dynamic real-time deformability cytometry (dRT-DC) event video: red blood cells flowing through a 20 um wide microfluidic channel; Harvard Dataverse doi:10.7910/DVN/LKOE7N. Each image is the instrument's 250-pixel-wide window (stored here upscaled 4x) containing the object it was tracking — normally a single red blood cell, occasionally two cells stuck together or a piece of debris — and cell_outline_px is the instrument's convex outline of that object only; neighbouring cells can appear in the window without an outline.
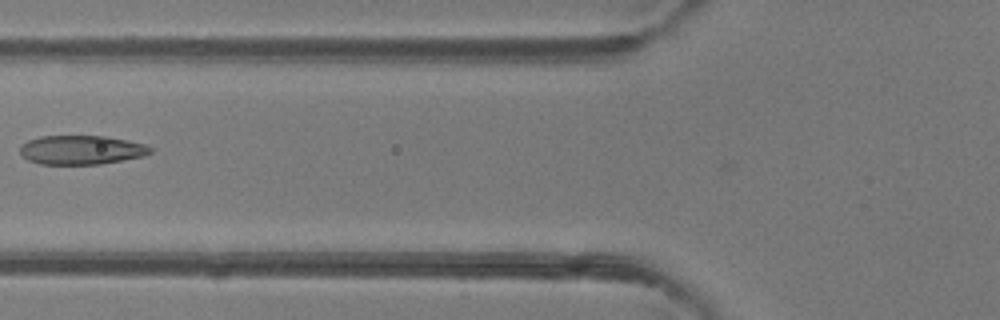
{"species": "common noctule bat (a hibernating species)", "species_latin": "Nyctalus noctula", "temperature_condition": "room temperature", "stored_images_in_passage": 7, "camera_frame_rate_fps": 3000, "um_per_image_px": 0.085, "animal": {"sex": "female"}, "frame": {"image": 1, "passage_image": 6, "time_ms": 6.0, "image_size_px": [1000, 320], "cell_outline_px": [[152, 152], [144, 156], [100, 164], [40, 164], [28, 160], [20, 152], [20, 148], [28, 140], [40, 136], [104, 136], [128, 140], [144, 144], [152, 148]], "centroid_in_image_um": [6.93, 12.74], "position_along_channel_um": 118.9, "area_um2": 21.96}}
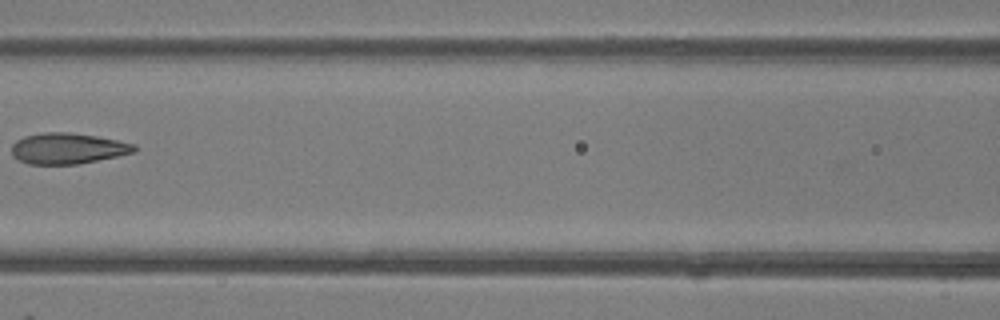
{"frame": {"image": 2, "passage_image": 7, "time_ms": 7.0, "image_size_px": [1000, 320], "cell_outline_px": [[136, 152], [76, 164], [28, 164], [12, 156], [12, 144], [16, 140], [24, 136], [44, 132], [68, 132], [96, 136], [136, 144]], "centroid_in_image_um": [5.73, 12.61], "position_along_channel_um": 160.9, "area_um2": 21.96}}